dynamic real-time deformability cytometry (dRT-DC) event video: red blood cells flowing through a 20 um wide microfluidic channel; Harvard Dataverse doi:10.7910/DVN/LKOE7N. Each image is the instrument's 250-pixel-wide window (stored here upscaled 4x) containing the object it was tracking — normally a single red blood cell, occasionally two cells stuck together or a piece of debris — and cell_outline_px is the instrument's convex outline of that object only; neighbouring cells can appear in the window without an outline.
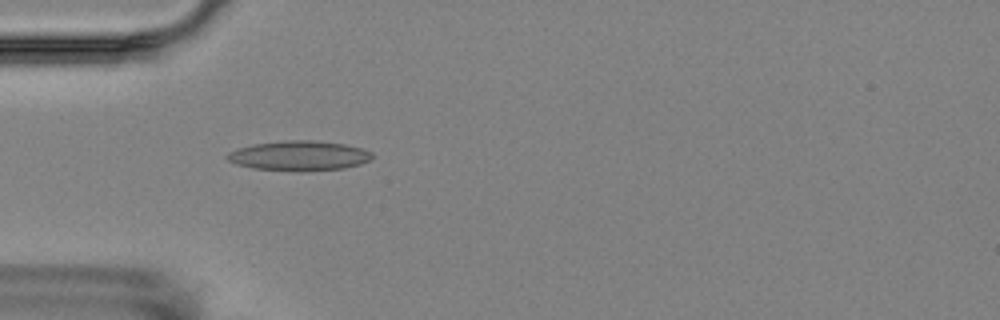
{"species": "Egyptian fruit bat (a non-hibernating species)", "species_latin": "Rousettus aegyptiacus", "temperature_condition": "room temperature", "stored_images_in_passage": 5, "camera_frame_rate_fps": 3000, "um_per_image_px": 0.085, "animal": {"sex": "female"}, "frame": {"image": 1, "passage_image": 4, "time_ms": 3.333, "image_size_px": [1000, 320], "cell_outline_px": [[372, 160], [360, 164], [344, 168], [304, 172], [300, 172], [252, 168], [236, 164], [228, 160], [224, 156], [228, 152], [252, 144], [288, 140], [308, 140], [344, 144], [360, 148], [372, 152]], "centroid_in_image_um": [25.41, 13.25], "position_along_channel_um": 59.6, "area_um2": 25.32}}